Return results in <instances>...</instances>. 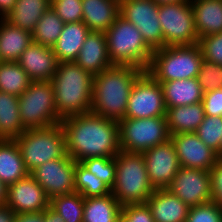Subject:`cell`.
Masks as SVG:
<instances>
[{
  "label": "cell",
  "mask_w": 222,
  "mask_h": 222,
  "mask_svg": "<svg viewBox=\"0 0 222 222\" xmlns=\"http://www.w3.org/2000/svg\"><path fill=\"white\" fill-rule=\"evenodd\" d=\"M122 213L131 222H154L151 210L146 203L122 206Z\"/></svg>",
  "instance_id": "b9f144b4"
},
{
  "label": "cell",
  "mask_w": 222,
  "mask_h": 222,
  "mask_svg": "<svg viewBox=\"0 0 222 222\" xmlns=\"http://www.w3.org/2000/svg\"><path fill=\"white\" fill-rule=\"evenodd\" d=\"M29 174L16 141L0 139V181L9 186Z\"/></svg>",
  "instance_id": "484cf974"
},
{
  "label": "cell",
  "mask_w": 222,
  "mask_h": 222,
  "mask_svg": "<svg viewBox=\"0 0 222 222\" xmlns=\"http://www.w3.org/2000/svg\"><path fill=\"white\" fill-rule=\"evenodd\" d=\"M221 158H222V140H221Z\"/></svg>",
  "instance_id": "816d5d0a"
},
{
  "label": "cell",
  "mask_w": 222,
  "mask_h": 222,
  "mask_svg": "<svg viewBox=\"0 0 222 222\" xmlns=\"http://www.w3.org/2000/svg\"><path fill=\"white\" fill-rule=\"evenodd\" d=\"M205 116H222V87L203 94Z\"/></svg>",
  "instance_id": "60d3db41"
},
{
  "label": "cell",
  "mask_w": 222,
  "mask_h": 222,
  "mask_svg": "<svg viewBox=\"0 0 222 222\" xmlns=\"http://www.w3.org/2000/svg\"><path fill=\"white\" fill-rule=\"evenodd\" d=\"M185 222H222V209L213 201L190 207Z\"/></svg>",
  "instance_id": "f35d334b"
},
{
  "label": "cell",
  "mask_w": 222,
  "mask_h": 222,
  "mask_svg": "<svg viewBox=\"0 0 222 222\" xmlns=\"http://www.w3.org/2000/svg\"><path fill=\"white\" fill-rule=\"evenodd\" d=\"M17 0H0V17L5 18L14 8Z\"/></svg>",
  "instance_id": "bcb514c9"
},
{
  "label": "cell",
  "mask_w": 222,
  "mask_h": 222,
  "mask_svg": "<svg viewBox=\"0 0 222 222\" xmlns=\"http://www.w3.org/2000/svg\"><path fill=\"white\" fill-rule=\"evenodd\" d=\"M75 190L84 198L111 193V188L102 179L90 173L80 162L75 164Z\"/></svg>",
  "instance_id": "d6a6232c"
},
{
  "label": "cell",
  "mask_w": 222,
  "mask_h": 222,
  "mask_svg": "<svg viewBox=\"0 0 222 222\" xmlns=\"http://www.w3.org/2000/svg\"><path fill=\"white\" fill-rule=\"evenodd\" d=\"M89 33L90 30L83 21L65 23L58 40L52 46L59 63L75 62Z\"/></svg>",
  "instance_id": "7402d4cb"
},
{
  "label": "cell",
  "mask_w": 222,
  "mask_h": 222,
  "mask_svg": "<svg viewBox=\"0 0 222 222\" xmlns=\"http://www.w3.org/2000/svg\"><path fill=\"white\" fill-rule=\"evenodd\" d=\"M56 110L62 120L91 112L93 76L75 62H62L53 78Z\"/></svg>",
  "instance_id": "3957f363"
},
{
  "label": "cell",
  "mask_w": 222,
  "mask_h": 222,
  "mask_svg": "<svg viewBox=\"0 0 222 222\" xmlns=\"http://www.w3.org/2000/svg\"><path fill=\"white\" fill-rule=\"evenodd\" d=\"M153 1L159 5V4L174 3V2L185 1V0H153Z\"/></svg>",
  "instance_id": "681fc988"
},
{
  "label": "cell",
  "mask_w": 222,
  "mask_h": 222,
  "mask_svg": "<svg viewBox=\"0 0 222 222\" xmlns=\"http://www.w3.org/2000/svg\"><path fill=\"white\" fill-rule=\"evenodd\" d=\"M5 204L16 214L43 212L50 206V199L41 185L29 174L7 186Z\"/></svg>",
  "instance_id": "2e32d148"
},
{
  "label": "cell",
  "mask_w": 222,
  "mask_h": 222,
  "mask_svg": "<svg viewBox=\"0 0 222 222\" xmlns=\"http://www.w3.org/2000/svg\"><path fill=\"white\" fill-rule=\"evenodd\" d=\"M120 16L138 28L143 40L154 51L164 47L159 22V5L153 0H119Z\"/></svg>",
  "instance_id": "7c38bea8"
},
{
  "label": "cell",
  "mask_w": 222,
  "mask_h": 222,
  "mask_svg": "<svg viewBox=\"0 0 222 222\" xmlns=\"http://www.w3.org/2000/svg\"><path fill=\"white\" fill-rule=\"evenodd\" d=\"M143 72L133 65L113 64L93 76L91 112L117 122L124 119L132 86Z\"/></svg>",
  "instance_id": "7a4b0ae2"
},
{
  "label": "cell",
  "mask_w": 222,
  "mask_h": 222,
  "mask_svg": "<svg viewBox=\"0 0 222 222\" xmlns=\"http://www.w3.org/2000/svg\"><path fill=\"white\" fill-rule=\"evenodd\" d=\"M7 186L0 181V206L6 203Z\"/></svg>",
  "instance_id": "c3c4849f"
},
{
  "label": "cell",
  "mask_w": 222,
  "mask_h": 222,
  "mask_svg": "<svg viewBox=\"0 0 222 222\" xmlns=\"http://www.w3.org/2000/svg\"><path fill=\"white\" fill-rule=\"evenodd\" d=\"M122 206L112 193L84 198L83 222H117Z\"/></svg>",
  "instance_id": "f546056e"
},
{
  "label": "cell",
  "mask_w": 222,
  "mask_h": 222,
  "mask_svg": "<svg viewBox=\"0 0 222 222\" xmlns=\"http://www.w3.org/2000/svg\"><path fill=\"white\" fill-rule=\"evenodd\" d=\"M19 112L26 128H45L59 124L53 84L51 81L31 82L19 96Z\"/></svg>",
  "instance_id": "ba28073f"
},
{
  "label": "cell",
  "mask_w": 222,
  "mask_h": 222,
  "mask_svg": "<svg viewBox=\"0 0 222 222\" xmlns=\"http://www.w3.org/2000/svg\"><path fill=\"white\" fill-rule=\"evenodd\" d=\"M167 190L189 207L211 202L210 172L180 167Z\"/></svg>",
  "instance_id": "5bb4252c"
},
{
  "label": "cell",
  "mask_w": 222,
  "mask_h": 222,
  "mask_svg": "<svg viewBox=\"0 0 222 222\" xmlns=\"http://www.w3.org/2000/svg\"><path fill=\"white\" fill-rule=\"evenodd\" d=\"M117 222H131L122 212L119 215Z\"/></svg>",
  "instance_id": "f907efd6"
},
{
  "label": "cell",
  "mask_w": 222,
  "mask_h": 222,
  "mask_svg": "<svg viewBox=\"0 0 222 222\" xmlns=\"http://www.w3.org/2000/svg\"><path fill=\"white\" fill-rule=\"evenodd\" d=\"M198 38L222 32V0H190Z\"/></svg>",
  "instance_id": "cb8c5ba5"
},
{
  "label": "cell",
  "mask_w": 222,
  "mask_h": 222,
  "mask_svg": "<svg viewBox=\"0 0 222 222\" xmlns=\"http://www.w3.org/2000/svg\"><path fill=\"white\" fill-rule=\"evenodd\" d=\"M67 154L76 162L88 158L115 157L120 151L119 124L93 112L61 120Z\"/></svg>",
  "instance_id": "6da1fadb"
},
{
  "label": "cell",
  "mask_w": 222,
  "mask_h": 222,
  "mask_svg": "<svg viewBox=\"0 0 222 222\" xmlns=\"http://www.w3.org/2000/svg\"><path fill=\"white\" fill-rule=\"evenodd\" d=\"M197 78L204 93L221 88L222 66L203 60Z\"/></svg>",
  "instance_id": "8d00e7d4"
},
{
  "label": "cell",
  "mask_w": 222,
  "mask_h": 222,
  "mask_svg": "<svg viewBox=\"0 0 222 222\" xmlns=\"http://www.w3.org/2000/svg\"><path fill=\"white\" fill-rule=\"evenodd\" d=\"M14 222H44V211L16 214Z\"/></svg>",
  "instance_id": "ee69618b"
},
{
  "label": "cell",
  "mask_w": 222,
  "mask_h": 222,
  "mask_svg": "<svg viewBox=\"0 0 222 222\" xmlns=\"http://www.w3.org/2000/svg\"><path fill=\"white\" fill-rule=\"evenodd\" d=\"M51 9L64 23L82 21V0H51Z\"/></svg>",
  "instance_id": "74e56055"
},
{
  "label": "cell",
  "mask_w": 222,
  "mask_h": 222,
  "mask_svg": "<svg viewBox=\"0 0 222 222\" xmlns=\"http://www.w3.org/2000/svg\"><path fill=\"white\" fill-rule=\"evenodd\" d=\"M158 11L164 47L194 45L199 42L190 0L159 4Z\"/></svg>",
  "instance_id": "30bf717a"
},
{
  "label": "cell",
  "mask_w": 222,
  "mask_h": 222,
  "mask_svg": "<svg viewBox=\"0 0 222 222\" xmlns=\"http://www.w3.org/2000/svg\"><path fill=\"white\" fill-rule=\"evenodd\" d=\"M50 207L65 222H83L84 197L78 192L53 197Z\"/></svg>",
  "instance_id": "836d02e7"
},
{
  "label": "cell",
  "mask_w": 222,
  "mask_h": 222,
  "mask_svg": "<svg viewBox=\"0 0 222 222\" xmlns=\"http://www.w3.org/2000/svg\"><path fill=\"white\" fill-rule=\"evenodd\" d=\"M115 183L112 195L121 206L143 204L153 194L142 153L120 151L115 156Z\"/></svg>",
  "instance_id": "277c9868"
},
{
  "label": "cell",
  "mask_w": 222,
  "mask_h": 222,
  "mask_svg": "<svg viewBox=\"0 0 222 222\" xmlns=\"http://www.w3.org/2000/svg\"><path fill=\"white\" fill-rule=\"evenodd\" d=\"M212 201L222 209V158L209 170Z\"/></svg>",
  "instance_id": "7bdbcfd3"
},
{
  "label": "cell",
  "mask_w": 222,
  "mask_h": 222,
  "mask_svg": "<svg viewBox=\"0 0 222 222\" xmlns=\"http://www.w3.org/2000/svg\"><path fill=\"white\" fill-rule=\"evenodd\" d=\"M75 164L68 154L62 158H57L45 162L35 168L30 175L45 190L48 198L70 194L75 190Z\"/></svg>",
  "instance_id": "4fadbf2b"
},
{
  "label": "cell",
  "mask_w": 222,
  "mask_h": 222,
  "mask_svg": "<svg viewBox=\"0 0 222 222\" xmlns=\"http://www.w3.org/2000/svg\"><path fill=\"white\" fill-rule=\"evenodd\" d=\"M25 130L20 118L19 96L0 92V139L14 140Z\"/></svg>",
  "instance_id": "f1b7e54d"
},
{
  "label": "cell",
  "mask_w": 222,
  "mask_h": 222,
  "mask_svg": "<svg viewBox=\"0 0 222 222\" xmlns=\"http://www.w3.org/2000/svg\"><path fill=\"white\" fill-rule=\"evenodd\" d=\"M166 110L160 83L144 71L132 86L125 118L166 117Z\"/></svg>",
  "instance_id": "8fae6325"
},
{
  "label": "cell",
  "mask_w": 222,
  "mask_h": 222,
  "mask_svg": "<svg viewBox=\"0 0 222 222\" xmlns=\"http://www.w3.org/2000/svg\"><path fill=\"white\" fill-rule=\"evenodd\" d=\"M150 184L154 189H165L180 168L175 146L170 139L142 153Z\"/></svg>",
  "instance_id": "9a60e30c"
},
{
  "label": "cell",
  "mask_w": 222,
  "mask_h": 222,
  "mask_svg": "<svg viewBox=\"0 0 222 222\" xmlns=\"http://www.w3.org/2000/svg\"><path fill=\"white\" fill-rule=\"evenodd\" d=\"M110 61L147 70L153 50L143 40L138 28L119 16L104 33Z\"/></svg>",
  "instance_id": "5b68a950"
},
{
  "label": "cell",
  "mask_w": 222,
  "mask_h": 222,
  "mask_svg": "<svg viewBox=\"0 0 222 222\" xmlns=\"http://www.w3.org/2000/svg\"><path fill=\"white\" fill-rule=\"evenodd\" d=\"M118 124L121 151L144 153L170 139L166 117L124 118Z\"/></svg>",
  "instance_id": "9c48e42d"
},
{
  "label": "cell",
  "mask_w": 222,
  "mask_h": 222,
  "mask_svg": "<svg viewBox=\"0 0 222 222\" xmlns=\"http://www.w3.org/2000/svg\"><path fill=\"white\" fill-rule=\"evenodd\" d=\"M0 61L17 62L32 43V33L0 18Z\"/></svg>",
  "instance_id": "d4e9b609"
},
{
  "label": "cell",
  "mask_w": 222,
  "mask_h": 222,
  "mask_svg": "<svg viewBox=\"0 0 222 222\" xmlns=\"http://www.w3.org/2000/svg\"><path fill=\"white\" fill-rule=\"evenodd\" d=\"M205 117L202 102L167 108L166 121L170 135L195 132Z\"/></svg>",
  "instance_id": "4316f807"
},
{
  "label": "cell",
  "mask_w": 222,
  "mask_h": 222,
  "mask_svg": "<svg viewBox=\"0 0 222 222\" xmlns=\"http://www.w3.org/2000/svg\"><path fill=\"white\" fill-rule=\"evenodd\" d=\"M198 44L202 51L203 60L222 66V32L203 36L199 38Z\"/></svg>",
  "instance_id": "ab89813d"
},
{
  "label": "cell",
  "mask_w": 222,
  "mask_h": 222,
  "mask_svg": "<svg viewBox=\"0 0 222 222\" xmlns=\"http://www.w3.org/2000/svg\"><path fill=\"white\" fill-rule=\"evenodd\" d=\"M145 203L154 222H185L190 208L167 188L155 189Z\"/></svg>",
  "instance_id": "ffe728a7"
},
{
  "label": "cell",
  "mask_w": 222,
  "mask_h": 222,
  "mask_svg": "<svg viewBox=\"0 0 222 222\" xmlns=\"http://www.w3.org/2000/svg\"><path fill=\"white\" fill-rule=\"evenodd\" d=\"M75 63L92 76L100 74L113 65L108 55L106 37L103 32H90L86 36Z\"/></svg>",
  "instance_id": "d6986e66"
},
{
  "label": "cell",
  "mask_w": 222,
  "mask_h": 222,
  "mask_svg": "<svg viewBox=\"0 0 222 222\" xmlns=\"http://www.w3.org/2000/svg\"><path fill=\"white\" fill-rule=\"evenodd\" d=\"M44 222H65L62 216L54 211L50 206L44 210Z\"/></svg>",
  "instance_id": "7dc6e473"
},
{
  "label": "cell",
  "mask_w": 222,
  "mask_h": 222,
  "mask_svg": "<svg viewBox=\"0 0 222 222\" xmlns=\"http://www.w3.org/2000/svg\"><path fill=\"white\" fill-rule=\"evenodd\" d=\"M90 173L103 180L110 188L115 183V157L88 158L80 162Z\"/></svg>",
  "instance_id": "d590c367"
},
{
  "label": "cell",
  "mask_w": 222,
  "mask_h": 222,
  "mask_svg": "<svg viewBox=\"0 0 222 222\" xmlns=\"http://www.w3.org/2000/svg\"><path fill=\"white\" fill-rule=\"evenodd\" d=\"M202 61L198 43L167 46L153 51L146 71L158 82L197 78Z\"/></svg>",
  "instance_id": "8992f818"
},
{
  "label": "cell",
  "mask_w": 222,
  "mask_h": 222,
  "mask_svg": "<svg viewBox=\"0 0 222 222\" xmlns=\"http://www.w3.org/2000/svg\"><path fill=\"white\" fill-rule=\"evenodd\" d=\"M64 22L50 8L39 19L35 30L32 32V42L52 47L61 34Z\"/></svg>",
  "instance_id": "1f68e13d"
},
{
  "label": "cell",
  "mask_w": 222,
  "mask_h": 222,
  "mask_svg": "<svg viewBox=\"0 0 222 222\" xmlns=\"http://www.w3.org/2000/svg\"><path fill=\"white\" fill-rule=\"evenodd\" d=\"M159 83L162 87L166 109L202 102L204 92L198 78Z\"/></svg>",
  "instance_id": "603a6c76"
},
{
  "label": "cell",
  "mask_w": 222,
  "mask_h": 222,
  "mask_svg": "<svg viewBox=\"0 0 222 222\" xmlns=\"http://www.w3.org/2000/svg\"><path fill=\"white\" fill-rule=\"evenodd\" d=\"M31 82L17 62H0V92L20 96Z\"/></svg>",
  "instance_id": "4dcf8cb0"
},
{
  "label": "cell",
  "mask_w": 222,
  "mask_h": 222,
  "mask_svg": "<svg viewBox=\"0 0 222 222\" xmlns=\"http://www.w3.org/2000/svg\"><path fill=\"white\" fill-rule=\"evenodd\" d=\"M17 63L32 82L51 81L59 61L52 47L32 42L20 55Z\"/></svg>",
  "instance_id": "ac0fdd59"
},
{
  "label": "cell",
  "mask_w": 222,
  "mask_h": 222,
  "mask_svg": "<svg viewBox=\"0 0 222 222\" xmlns=\"http://www.w3.org/2000/svg\"><path fill=\"white\" fill-rule=\"evenodd\" d=\"M82 21L90 32L105 33L120 16L119 0H82Z\"/></svg>",
  "instance_id": "44dd1931"
},
{
  "label": "cell",
  "mask_w": 222,
  "mask_h": 222,
  "mask_svg": "<svg viewBox=\"0 0 222 222\" xmlns=\"http://www.w3.org/2000/svg\"><path fill=\"white\" fill-rule=\"evenodd\" d=\"M170 138L175 146L180 167L209 171L220 159L194 132L170 135Z\"/></svg>",
  "instance_id": "e0dca14e"
},
{
  "label": "cell",
  "mask_w": 222,
  "mask_h": 222,
  "mask_svg": "<svg viewBox=\"0 0 222 222\" xmlns=\"http://www.w3.org/2000/svg\"><path fill=\"white\" fill-rule=\"evenodd\" d=\"M16 213L6 204L0 206V222H14Z\"/></svg>",
  "instance_id": "f6af8a7d"
},
{
  "label": "cell",
  "mask_w": 222,
  "mask_h": 222,
  "mask_svg": "<svg viewBox=\"0 0 222 222\" xmlns=\"http://www.w3.org/2000/svg\"><path fill=\"white\" fill-rule=\"evenodd\" d=\"M51 8V0H17L4 18L18 28L33 32L41 16Z\"/></svg>",
  "instance_id": "83f0119b"
},
{
  "label": "cell",
  "mask_w": 222,
  "mask_h": 222,
  "mask_svg": "<svg viewBox=\"0 0 222 222\" xmlns=\"http://www.w3.org/2000/svg\"><path fill=\"white\" fill-rule=\"evenodd\" d=\"M14 140L29 173L45 162L67 155L65 133L60 123L26 129Z\"/></svg>",
  "instance_id": "52a82bcc"
},
{
  "label": "cell",
  "mask_w": 222,
  "mask_h": 222,
  "mask_svg": "<svg viewBox=\"0 0 222 222\" xmlns=\"http://www.w3.org/2000/svg\"><path fill=\"white\" fill-rule=\"evenodd\" d=\"M194 133L221 158L222 116H205Z\"/></svg>",
  "instance_id": "e575fe53"
}]
</instances>
